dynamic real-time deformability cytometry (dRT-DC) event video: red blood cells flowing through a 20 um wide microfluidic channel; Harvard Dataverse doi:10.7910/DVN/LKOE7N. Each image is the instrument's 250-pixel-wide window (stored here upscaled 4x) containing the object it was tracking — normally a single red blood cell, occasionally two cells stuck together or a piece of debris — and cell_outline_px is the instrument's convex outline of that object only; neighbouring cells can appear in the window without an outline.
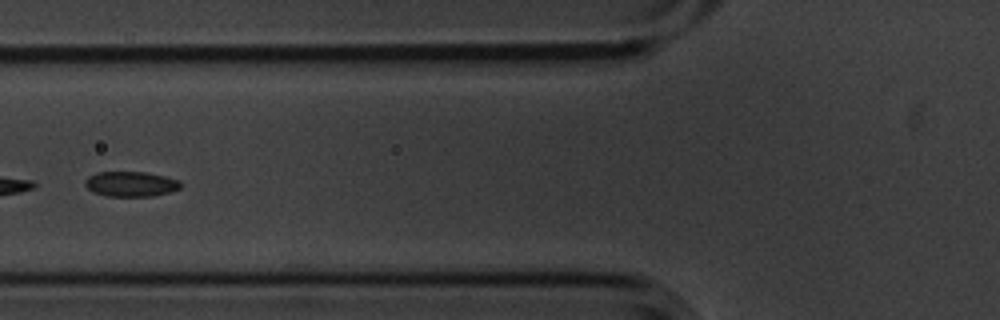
{"species": "common noctule bat (a hibernating species)", "species_latin": "Nyctalus noctula", "temperature_condition": "cold", "stored_images_in_passage": 6, "camera_frame_rate_fps": 3000, "um_per_image_px": 0.085, "animal": {"sex": "male", "body_mass_g": 20.1, "forearm_length_mm": 53.5}, "frame": {"image": 1, "passage_image": 6, "time_ms": 1.667, "image_size_px": [1000, 320], "cell_outline_px": [[180, 188], [168, 192], [152, 196], [108, 196], [96, 192], [88, 188], [84, 184], [84, 180], [88, 176], [96, 172], [144, 172], [164, 176], [180, 180]], "centroid_in_image_um": [11.1, 15.63], "position_along_channel_um": 114.7, "area_um2": 13.81}}